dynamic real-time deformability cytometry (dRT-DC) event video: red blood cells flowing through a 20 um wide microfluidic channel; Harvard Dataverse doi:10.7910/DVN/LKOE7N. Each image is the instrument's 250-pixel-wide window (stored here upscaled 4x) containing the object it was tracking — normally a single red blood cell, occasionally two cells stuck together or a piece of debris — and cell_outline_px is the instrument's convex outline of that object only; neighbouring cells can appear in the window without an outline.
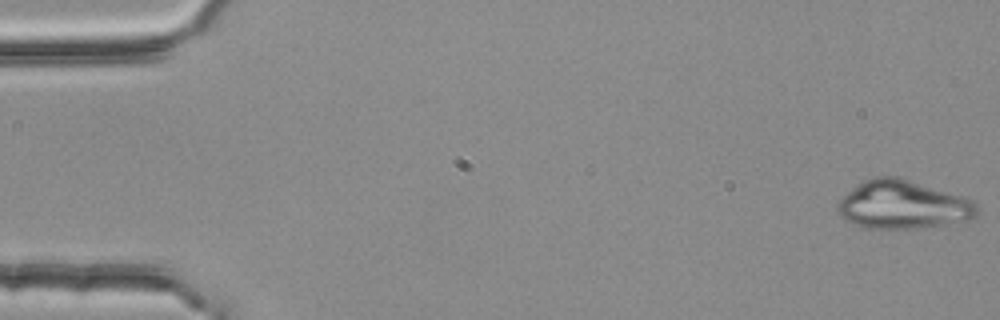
{"species": "common noctule bat (a hibernating species)", "species_latin": "Nyctalus noctula", "temperature_condition": "room temperature", "stored_images_in_passage": 4, "camera_frame_rate_fps": 3000, "um_per_image_px": 0.085, "animal": {"sex": "female", "body_mass_g": 25.1}, "frame": {"image": 1, "passage_image": 1, "time_ms": 0.0, "image_size_px": [1000, 320], "cell_outline_px": [[980, 212], [976, 216], [968, 220], [944, 224], [908, 228], [864, 228], [844, 220], [836, 212], [836, 204], [840, 196], [864, 180], [876, 176], [900, 176], [972, 200], [980, 208]], "centroid_in_image_um": [76.68, 17.39], "position_along_channel_um": 8.3, "area_um2": 39.48}}
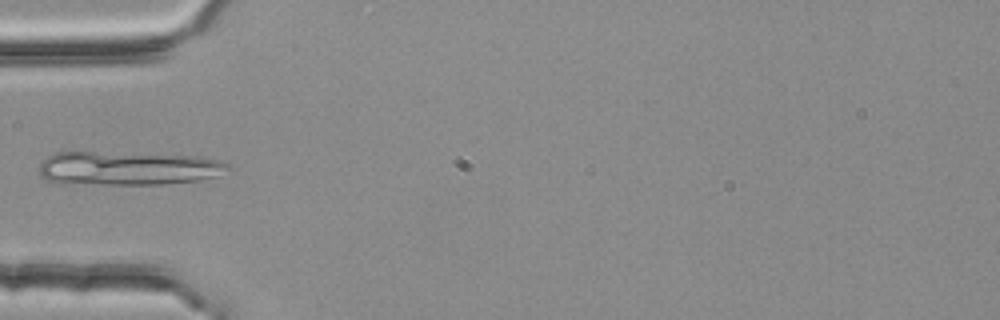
{"frame": {"image": 2, "passage_image": 4, "time_ms": 1.0, "image_size_px": [1000, 320], "cell_outline_px": [[228, 168], [216, 176], [200, 180], [164, 184], [56, 184], [40, 176], [40, 164], [52, 152], [92, 152], [196, 156], [224, 160], [228, 164]], "centroid_in_image_um": [10.83, 14.31], "position_along_channel_um": 74.2, "area_um2": 37.22}}